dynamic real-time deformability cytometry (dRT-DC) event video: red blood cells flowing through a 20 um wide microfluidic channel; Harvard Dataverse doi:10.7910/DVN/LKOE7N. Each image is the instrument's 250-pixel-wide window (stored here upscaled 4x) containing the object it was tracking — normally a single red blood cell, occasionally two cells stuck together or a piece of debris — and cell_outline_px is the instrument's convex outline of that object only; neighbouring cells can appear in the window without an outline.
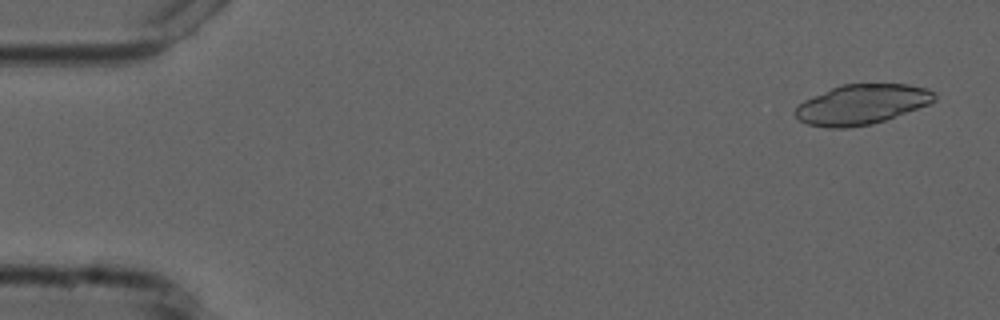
{"species": "common noctule bat (a hibernating species)", "species_latin": "Nyctalus noctula", "temperature_condition": "cold", "stored_images_in_passage": 52, "camera_frame_rate_fps": 3000, "um_per_image_px": 0.085, "animal": {"sex": "male", "forearm_length_mm": 52.5}, "frame": {"image": 1, "passage_image": 3, "time_ms": 0.667, "image_size_px": [1000, 320], "cell_outline_px": [[936, 100], [928, 104], [884, 120], [872, 124], [848, 128], [828, 128], [808, 124], [800, 120], [792, 112], [804, 100], [812, 96], [832, 88], [844, 84], [908, 84], [928, 88], [936, 92]], "centroid_in_image_um": [73.25, 8.87], "position_along_channel_um": 11.7, "area_um2": 32.31}}